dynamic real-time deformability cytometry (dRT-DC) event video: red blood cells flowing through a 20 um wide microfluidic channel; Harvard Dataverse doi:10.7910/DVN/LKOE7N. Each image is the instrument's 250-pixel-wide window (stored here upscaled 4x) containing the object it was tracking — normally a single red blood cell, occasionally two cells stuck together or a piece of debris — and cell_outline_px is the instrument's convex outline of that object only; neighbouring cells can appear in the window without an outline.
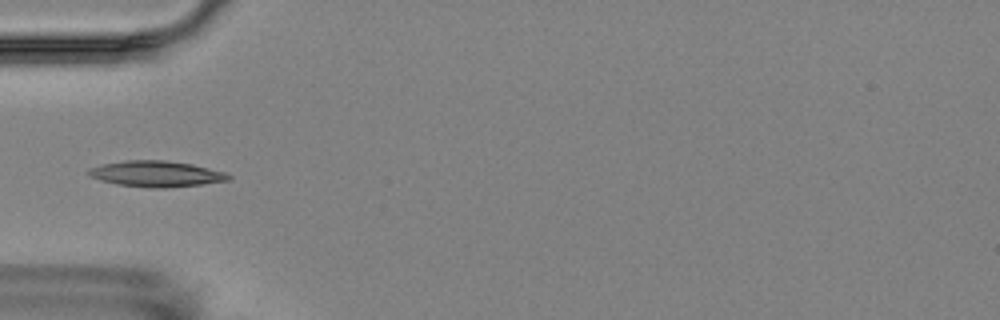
{"species": "Egyptian fruit bat (a non-hibernating species)", "species_latin": "Rousettus aegyptiacus", "temperature_condition": "room temperature", "stored_images_in_passage": 17, "camera_frame_rate_fps": 3000, "um_per_image_px": 0.085, "animal": {"sex": "female"}, "frame": {"image": 1, "passage_image": 6, "time_ms": 5.667, "image_size_px": [1000, 320], "cell_outline_px": [[232, 180], [168, 188], [152, 188], [116, 184], [100, 180], [88, 176], [88, 168], [100, 164], [124, 160], [164, 160], [192, 164], [224, 172], [232, 176]], "centroid_in_image_um": [13.25, 14.77], "position_along_channel_um": 71.8, "area_um2": 21.27}}
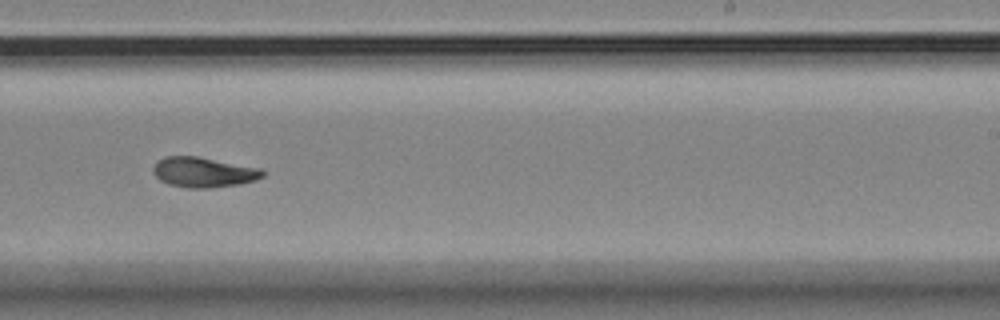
{"frame": {"image": 2, "passage_image": 11, "time_ms": 11.333, "image_size_px": [1000, 320], "cell_outline_px": [[264, 176], [256, 180], [240, 184], [212, 188], [188, 188], [168, 184], [160, 180], [152, 172], [152, 168], [164, 156], [196, 156], [260, 168], [264, 172]], "centroid_in_image_um": [17.3, 14.65], "position_along_channel_um": 271.7, "area_um2": 19.19}}
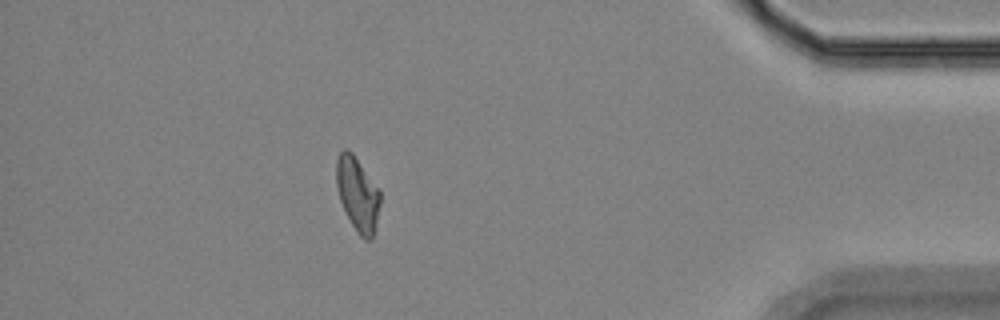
{"frame": {"image": 3, "passage_image": 15, "time_ms": 16.333, "image_size_px": [1000, 320], "cell_outline_px": [[380, 204], [372, 240], [364, 240], [356, 232], [340, 200], [336, 184], [336, 160], [340, 152], [344, 148], [348, 148], [352, 152], [380, 192]], "centroid_in_image_um": [30.38, 16.5], "position_along_channel_um": 404.8, "area_um2": 18.61}, "authors_computed_cell_mechanics": {"area_um2": 18.9584, "velocity_mm_per_s": 3.5201, "shape_relaxation_time_tau1_ms": null, "shape_relaxation_time_tau2_ms": 3.6597, "deformation_change_tau1": null, "deformation_change_tau2": 0.0696}}